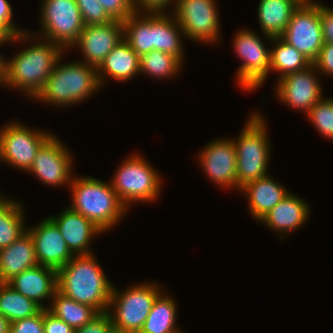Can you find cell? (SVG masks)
Here are the masks:
<instances>
[{
    "label": "cell",
    "mask_w": 333,
    "mask_h": 333,
    "mask_svg": "<svg viewBox=\"0 0 333 333\" xmlns=\"http://www.w3.org/2000/svg\"><path fill=\"white\" fill-rule=\"evenodd\" d=\"M123 24L124 40L137 55L153 51V12H135Z\"/></svg>",
    "instance_id": "484cf974"
},
{
    "label": "cell",
    "mask_w": 333,
    "mask_h": 333,
    "mask_svg": "<svg viewBox=\"0 0 333 333\" xmlns=\"http://www.w3.org/2000/svg\"><path fill=\"white\" fill-rule=\"evenodd\" d=\"M141 154H133L116 169L111 185L120 201L128 208L132 202H153L161 191V177L144 160Z\"/></svg>",
    "instance_id": "52a82bcc"
},
{
    "label": "cell",
    "mask_w": 333,
    "mask_h": 333,
    "mask_svg": "<svg viewBox=\"0 0 333 333\" xmlns=\"http://www.w3.org/2000/svg\"><path fill=\"white\" fill-rule=\"evenodd\" d=\"M9 333H44L43 309L32 317L10 323Z\"/></svg>",
    "instance_id": "8d00e7d4"
},
{
    "label": "cell",
    "mask_w": 333,
    "mask_h": 333,
    "mask_svg": "<svg viewBox=\"0 0 333 333\" xmlns=\"http://www.w3.org/2000/svg\"><path fill=\"white\" fill-rule=\"evenodd\" d=\"M198 155L210 181L221 187L237 189V156L233 139L213 140Z\"/></svg>",
    "instance_id": "9a60e30c"
},
{
    "label": "cell",
    "mask_w": 333,
    "mask_h": 333,
    "mask_svg": "<svg viewBox=\"0 0 333 333\" xmlns=\"http://www.w3.org/2000/svg\"><path fill=\"white\" fill-rule=\"evenodd\" d=\"M175 302L171 296H165V293L161 292L155 299L140 333H175L180 331L175 322L178 312Z\"/></svg>",
    "instance_id": "4316f807"
},
{
    "label": "cell",
    "mask_w": 333,
    "mask_h": 333,
    "mask_svg": "<svg viewBox=\"0 0 333 333\" xmlns=\"http://www.w3.org/2000/svg\"><path fill=\"white\" fill-rule=\"evenodd\" d=\"M98 2L113 20L123 22L136 12L131 0H98Z\"/></svg>",
    "instance_id": "e575fe53"
},
{
    "label": "cell",
    "mask_w": 333,
    "mask_h": 333,
    "mask_svg": "<svg viewBox=\"0 0 333 333\" xmlns=\"http://www.w3.org/2000/svg\"><path fill=\"white\" fill-rule=\"evenodd\" d=\"M40 13V37L65 51L77 41L85 27L76 0H43Z\"/></svg>",
    "instance_id": "ba28073f"
},
{
    "label": "cell",
    "mask_w": 333,
    "mask_h": 333,
    "mask_svg": "<svg viewBox=\"0 0 333 333\" xmlns=\"http://www.w3.org/2000/svg\"><path fill=\"white\" fill-rule=\"evenodd\" d=\"M137 74H140V56L124 39L112 49L97 68L100 86L105 83L103 80L106 75L115 81L126 82Z\"/></svg>",
    "instance_id": "603a6c76"
},
{
    "label": "cell",
    "mask_w": 333,
    "mask_h": 333,
    "mask_svg": "<svg viewBox=\"0 0 333 333\" xmlns=\"http://www.w3.org/2000/svg\"><path fill=\"white\" fill-rule=\"evenodd\" d=\"M263 116L253 112L242 128L238 139L234 138L237 156V190L246 183L268 174L271 158L269 137Z\"/></svg>",
    "instance_id": "5b68a950"
},
{
    "label": "cell",
    "mask_w": 333,
    "mask_h": 333,
    "mask_svg": "<svg viewBox=\"0 0 333 333\" xmlns=\"http://www.w3.org/2000/svg\"><path fill=\"white\" fill-rule=\"evenodd\" d=\"M301 2L302 0H260L257 14L264 37H280Z\"/></svg>",
    "instance_id": "cb8c5ba5"
},
{
    "label": "cell",
    "mask_w": 333,
    "mask_h": 333,
    "mask_svg": "<svg viewBox=\"0 0 333 333\" xmlns=\"http://www.w3.org/2000/svg\"><path fill=\"white\" fill-rule=\"evenodd\" d=\"M165 12H153V50L176 56L183 63L184 50L180 37L184 33L173 14Z\"/></svg>",
    "instance_id": "d4e9b609"
},
{
    "label": "cell",
    "mask_w": 333,
    "mask_h": 333,
    "mask_svg": "<svg viewBox=\"0 0 333 333\" xmlns=\"http://www.w3.org/2000/svg\"><path fill=\"white\" fill-rule=\"evenodd\" d=\"M274 49H270V72L279 73V78L290 73L305 70L312 63L295 47L285 42L281 37H271Z\"/></svg>",
    "instance_id": "83f0119b"
},
{
    "label": "cell",
    "mask_w": 333,
    "mask_h": 333,
    "mask_svg": "<svg viewBox=\"0 0 333 333\" xmlns=\"http://www.w3.org/2000/svg\"><path fill=\"white\" fill-rule=\"evenodd\" d=\"M12 6L7 0H0V25L11 35L16 36L24 32V30L17 28L12 21Z\"/></svg>",
    "instance_id": "ab89813d"
},
{
    "label": "cell",
    "mask_w": 333,
    "mask_h": 333,
    "mask_svg": "<svg viewBox=\"0 0 333 333\" xmlns=\"http://www.w3.org/2000/svg\"><path fill=\"white\" fill-rule=\"evenodd\" d=\"M34 34V35H33ZM31 35V32L29 34V32H22L19 35L16 36H11L1 25H0V45L6 44L7 42H22L23 40L26 41L27 39L31 42L30 44H32L33 42H35V33H33ZM31 35V36H30ZM35 36V37H34ZM31 37V38H30ZM34 40V41H33Z\"/></svg>",
    "instance_id": "7bdbcfd3"
},
{
    "label": "cell",
    "mask_w": 333,
    "mask_h": 333,
    "mask_svg": "<svg viewBox=\"0 0 333 333\" xmlns=\"http://www.w3.org/2000/svg\"><path fill=\"white\" fill-rule=\"evenodd\" d=\"M312 64L318 72L321 71V75L333 77V43H324L317 59Z\"/></svg>",
    "instance_id": "74e56055"
},
{
    "label": "cell",
    "mask_w": 333,
    "mask_h": 333,
    "mask_svg": "<svg viewBox=\"0 0 333 333\" xmlns=\"http://www.w3.org/2000/svg\"><path fill=\"white\" fill-rule=\"evenodd\" d=\"M53 136L46 131L31 129L19 122L6 124L0 129V163L28 172L38 150Z\"/></svg>",
    "instance_id": "8fae6325"
},
{
    "label": "cell",
    "mask_w": 333,
    "mask_h": 333,
    "mask_svg": "<svg viewBox=\"0 0 333 333\" xmlns=\"http://www.w3.org/2000/svg\"><path fill=\"white\" fill-rule=\"evenodd\" d=\"M316 74L312 64L305 70L285 75L277 80L276 96L285 105L307 114L323 98L321 82H318Z\"/></svg>",
    "instance_id": "5bb4252c"
},
{
    "label": "cell",
    "mask_w": 333,
    "mask_h": 333,
    "mask_svg": "<svg viewBox=\"0 0 333 333\" xmlns=\"http://www.w3.org/2000/svg\"><path fill=\"white\" fill-rule=\"evenodd\" d=\"M59 58L45 86L34 98L49 105L72 106L91 97L101 88L97 68L82 62L61 64Z\"/></svg>",
    "instance_id": "277c9868"
},
{
    "label": "cell",
    "mask_w": 333,
    "mask_h": 333,
    "mask_svg": "<svg viewBox=\"0 0 333 333\" xmlns=\"http://www.w3.org/2000/svg\"><path fill=\"white\" fill-rule=\"evenodd\" d=\"M37 264L33 239L26 232L8 247L0 250V283H8L24 270Z\"/></svg>",
    "instance_id": "7402d4cb"
},
{
    "label": "cell",
    "mask_w": 333,
    "mask_h": 333,
    "mask_svg": "<svg viewBox=\"0 0 333 333\" xmlns=\"http://www.w3.org/2000/svg\"><path fill=\"white\" fill-rule=\"evenodd\" d=\"M76 3L85 26L107 24L113 21L98 0H76Z\"/></svg>",
    "instance_id": "836d02e7"
},
{
    "label": "cell",
    "mask_w": 333,
    "mask_h": 333,
    "mask_svg": "<svg viewBox=\"0 0 333 333\" xmlns=\"http://www.w3.org/2000/svg\"><path fill=\"white\" fill-rule=\"evenodd\" d=\"M58 216L49 218L57 225L68 248L74 255L92 254L90 241L96 234L104 233L92 221L71 209L69 206Z\"/></svg>",
    "instance_id": "ac0fdd59"
},
{
    "label": "cell",
    "mask_w": 333,
    "mask_h": 333,
    "mask_svg": "<svg viewBox=\"0 0 333 333\" xmlns=\"http://www.w3.org/2000/svg\"><path fill=\"white\" fill-rule=\"evenodd\" d=\"M44 333H74V329L63 320L55 317L47 309H43Z\"/></svg>",
    "instance_id": "f35d334b"
},
{
    "label": "cell",
    "mask_w": 333,
    "mask_h": 333,
    "mask_svg": "<svg viewBox=\"0 0 333 333\" xmlns=\"http://www.w3.org/2000/svg\"><path fill=\"white\" fill-rule=\"evenodd\" d=\"M10 199L7 198L0 204V250L27 232L21 203Z\"/></svg>",
    "instance_id": "f546056e"
},
{
    "label": "cell",
    "mask_w": 333,
    "mask_h": 333,
    "mask_svg": "<svg viewBox=\"0 0 333 333\" xmlns=\"http://www.w3.org/2000/svg\"><path fill=\"white\" fill-rule=\"evenodd\" d=\"M175 2L176 0H137L134 8L136 12H164L168 5Z\"/></svg>",
    "instance_id": "b9f144b4"
},
{
    "label": "cell",
    "mask_w": 333,
    "mask_h": 333,
    "mask_svg": "<svg viewBox=\"0 0 333 333\" xmlns=\"http://www.w3.org/2000/svg\"><path fill=\"white\" fill-rule=\"evenodd\" d=\"M159 284L142 283L118 291L112 288L108 310L115 333H140L157 296L162 292ZM113 309V310H112Z\"/></svg>",
    "instance_id": "8992f818"
},
{
    "label": "cell",
    "mask_w": 333,
    "mask_h": 333,
    "mask_svg": "<svg viewBox=\"0 0 333 333\" xmlns=\"http://www.w3.org/2000/svg\"><path fill=\"white\" fill-rule=\"evenodd\" d=\"M320 16L324 42L333 43V8L321 3Z\"/></svg>",
    "instance_id": "60d3db41"
},
{
    "label": "cell",
    "mask_w": 333,
    "mask_h": 333,
    "mask_svg": "<svg viewBox=\"0 0 333 333\" xmlns=\"http://www.w3.org/2000/svg\"><path fill=\"white\" fill-rule=\"evenodd\" d=\"M54 135L38 150L28 171L47 185L70 186L73 175L72 154L60 139ZM61 141V142H60Z\"/></svg>",
    "instance_id": "4fadbf2b"
},
{
    "label": "cell",
    "mask_w": 333,
    "mask_h": 333,
    "mask_svg": "<svg viewBox=\"0 0 333 333\" xmlns=\"http://www.w3.org/2000/svg\"><path fill=\"white\" fill-rule=\"evenodd\" d=\"M57 290L78 303L107 312L113 284L101 269L95 256L75 255L57 271Z\"/></svg>",
    "instance_id": "6da1fadb"
},
{
    "label": "cell",
    "mask_w": 333,
    "mask_h": 333,
    "mask_svg": "<svg viewBox=\"0 0 333 333\" xmlns=\"http://www.w3.org/2000/svg\"><path fill=\"white\" fill-rule=\"evenodd\" d=\"M307 116L323 136L333 141V98H322L308 111Z\"/></svg>",
    "instance_id": "d6a6232c"
},
{
    "label": "cell",
    "mask_w": 333,
    "mask_h": 333,
    "mask_svg": "<svg viewBox=\"0 0 333 333\" xmlns=\"http://www.w3.org/2000/svg\"><path fill=\"white\" fill-rule=\"evenodd\" d=\"M216 0H176L173 16L184 37L195 42L216 43L220 34V19Z\"/></svg>",
    "instance_id": "7c38bea8"
},
{
    "label": "cell",
    "mask_w": 333,
    "mask_h": 333,
    "mask_svg": "<svg viewBox=\"0 0 333 333\" xmlns=\"http://www.w3.org/2000/svg\"><path fill=\"white\" fill-rule=\"evenodd\" d=\"M42 308L12 288L8 283H0V314L10 323L32 317Z\"/></svg>",
    "instance_id": "4dcf8cb0"
},
{
    "label": "cell",
    "mask_w": 333,
    "mask_h": 333,
    "mask_svg": "<svg viewBox=\"0 0 333 333\" xmlns=\"http://www.w3.org/2000/svg\"><path fill=\"white\" fill-rule=\"evenodd\" d=\"M8 284L42 309H47L48 306H44L42 300L52 299L57 291V271L37 264L15 276Z\"/></svg>",
    "instance_id": "d6986e66"
},
{
    "label": "cell",
    "mask_w": 333,
    "mask_h": 333,
    "mask_svg": "<svg viewBox=\"0 0 333 333\" xmlns=\"http://www.w3.org/2000/svg\"><path fill=\"white\" fill-rule=\"evenodd\" d=\"M6 199L4 195L2 196V193L0 192V204Z\"/></svg>",
    "instance_id": "bcb514c9"
},
{
    "label": "cell",
    "mask_w": 333,
    "mask_h": 333,
    "mask_svg": "<svg viewBox=\"0 0 333 333\" xmlns=\"http://www.w3.org/2000/svg\"><path fill=\"white\" fill-rule=\"evenodd\" d=\"M240 192L245 194L250 214L257 221L290 193L270 175L246 183Z\"/></svg>",
    "instance_id": "44dd1931"
},
{
    "label": "cell",
    "mask_w": 333,
    "mask_h": 333,
    "mask_svg": "<svg viewBox=\"0 0 333 333\" xmlns=\"http://www.w3.org/2000/svg\"><path fill=\"white\" fill-rule=\"evenodd\" d=\"M3 56L0 55V84L2 85V79H3Z\"/></svg>",
    "instance_id": "f6af8a7d"
},
{
    "label": "cell",
    "mask_w": 333,
    "mask_h": 333,
    "mask_svg": "<svg viewBox=\"0 0 333 333\" xmlns=\"http://www.w3.org/2000/svg\"><path fill=\"white\" fill-rule=\"evenodd\" d=\"M123 39V22L113 20L107 24L86 25L72 47L78 46L83 52V62L98 68Z\"/></svg>",
    "instance_id": "2e32d148"
},
{
    "label": "cell",
    "mask_w": 333,
    "mask_h": 333,
    "mask_svg": "<svg viewBox=\"0 0 333 333\" xmlns=\"http://www.w3.org/2000/svg\"><path fill=\"white\" fill-rule=\"evenodd\" d=\"M31 235L39 265L58 271L75 255L68 248L57 225L49 218L42 220L36 227L27 228Z\"/></svg>",
    "instance_id": "e0dca14e"
},
{
    "label": "cell",
    "mask_w": 333,
    "mask_h": 333,
    "mask_svg": "<svg viewBox=\"0 0 333 333\" xmlns=\"http://www.w3.org/2000/svg\"><path fill=\"white\" fill-rule=\"evenodd\" d=\"M51 302V306L48 305L47 310L74 330L89 323L99 314L94 308L78 303L58 290L54 293Z\"/></svg>",
    "instance_id": "f1b7e54d"
},
{
    "label": "cell",
    "mask_w": 333,
    "mask_h": 333,
    "mask_svg": "<svg viewBox=\"0 0 333 333\" xmlns=\"http://www.w3.org/2000/svg\"><path fill=\"white\" fill-rule=\"evenodd\" d=\"M10 322L8 319L0 314V333H9Z\"/></svg>",
    "instance_id": "ee69618b"
},
{
    "label": "cell",
    "mask_w": 333,
    "mask_h": 333,
    "mask_svg": "<svg viewBox=\"0 0 333 333\" xmlns=\"http://www.w3.org/2000/svg\"><path fill=\"white\" fill-rule=\"evenodd\" d=\"M69 188L72 195L69 207L105 233L117 225L128 210L118 198L111 182L105 183L90 176H74Z\"/></svg>",
    "instance_id": "3957f363"
},
{
    "label": "cell",
    "mask_w": 333,
    "mask_h": 333,
    "mask_svg": "<svg viewBox=\"0 0 333 333\" xmlns=\"http://www.w3.org/2000/svg\"><path fill=\"white\" fill-rule=\"evenodd\" d=\"M39 38L30 47L17 52L13 59L6 61L3 58L2 85L22 90L31 99L43 89L55 64L64 53V49L58 44Z\"/></svg>",
    "instance_id": "7a4b0ae2"
},
{
    "label": "cell",
    "mask_w": 333,
    "mask_h": 333,
    "mask_svg": "<svg viewBox=\"0 0 333 333\" xmlns=\"http://www.w3.org/2000/svg\"><path fill=\"white\" fill-rule=\"evenodd\" d=\"M309 209L311 208L308 203L290 192L259 222L267 225L271 230L274 229L273 231L280 232L278 236L284 239V233H292L307 222L310 216Z\"/></svg>",
    "instance_id": "ffe728a7"
},
{
    "label": "cell",
    "mask_w": 333,
    "mask_h": 333,
    "mask_svg": "<svg viewBox=\"0 0 333 333\" xmlns=\"http://www.w3.org/2000/svg\"><path fill=\"white\" fill-rule=\"evenodd\" d=\"M260 38L248 29L236 32L233 38L235 53L244 62L238 68L236 79L238 86L247 92L260 88L270 73V50Z\"/></svg>",
    "instance_id": "30bf717a"
},
{
    "label": "cell",
    "mask_w": 333,
    "mask_h": 333,
    "mask_svg": "<svg viewBox=\"0 0 333 333\" xmlns=\"http://www.w3.org/2000/svg\"><path fill=\"white\" fill-rule=\"evenodd\" d=\"M280 37L313 63L325 43L319 1H302Z\"/></svg>",
    "instance_id": "9c48e42d"
},
{
    "label": "cell",
    "mask_w": 333,
    "mask_h": 333,
    "mask_svg": "<svg viewBox=\"0 0 333 333\" xmlns=\"http://www.w3.org/2000/svg\"><path fill=\"white\" fill-rule=\"evenodd\" d=\"M74 333H115L109 312L99 313L89 323L78 328Z\"/></svg>",
    "instance_id": "d590c367"
},
{
    "label": "cell",
    "mask_w": 333,
    "mask_h": 333,
    "mask_svg": "<svg viewBox=\"0 0 333 333\" xmlns=\"http://www.w3.org/2000/svg\"><path fill=\"white\" fill-rule=\"evenodd\" d=\"M182 65L176 56L156 50L140 57V73L162 80L177 75Z\"/></svg>",
    "instance_id": "1f68e13d"
}]
</instances>
